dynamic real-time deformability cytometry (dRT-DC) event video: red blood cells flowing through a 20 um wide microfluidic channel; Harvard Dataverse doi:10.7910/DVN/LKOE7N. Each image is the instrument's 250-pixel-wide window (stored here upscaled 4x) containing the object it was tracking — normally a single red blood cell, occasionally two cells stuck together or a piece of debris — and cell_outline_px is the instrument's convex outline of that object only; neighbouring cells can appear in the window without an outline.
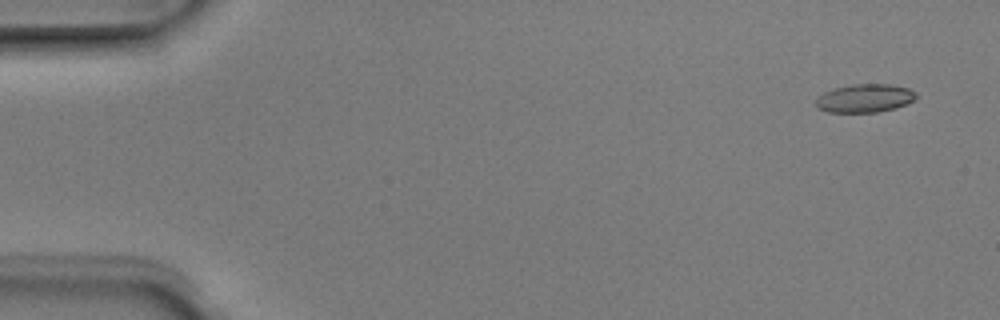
{"species": "Egyptian fruit bat (a non-hibernating species)", "species_latin": "Rousettus aegyptiacus", "temperature_condition": "room temperature", "stored_images_in_passage": 5, "camera_frame_rate_fps": 3000, "um_per_image_px": 0.085, "animal": {"sex": "male"}, "frame": {"image": 1, "passage_image": 1, "time_ms": 0.0, "image_size_px": [1000, 320], "cell_outline_px": [[916, 96], [912, 100], [896, 108], [880, 112], [828, 112], [816, 108], [816, 100], [824, 92], [836, 88], [852, 84], [888, 84], [908, 88], [916, 92]], "centroid_in_image_um": [73.49, 8.35], "position_along_channel_um": 11.5, "area_um2": 16.42}}
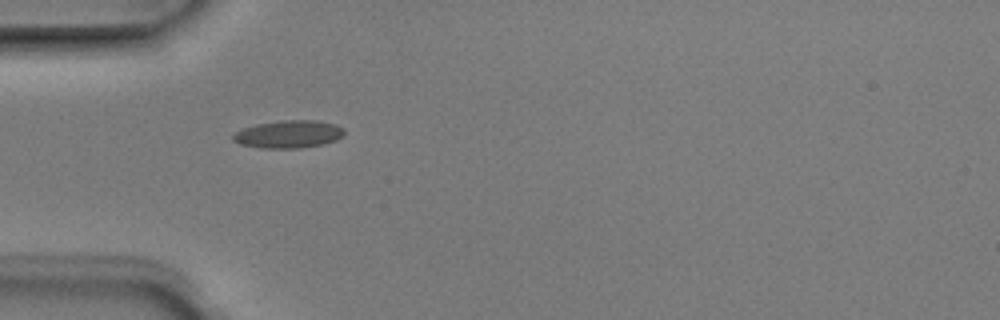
{"frame": {"image": 2, "passage_image": 4, "time_ms": 1.0, "image_size_px": [1000, 320], "cell_outline_px": [[344, 136], [336, 140], [324, 144], [300, 148], [260, 148], [240, 144], [232, 140], [232, 136], [236, 132], [244, 128], [256, 124], [284, 120], [316, 120], [336, 124], [344, 128]], "centroid_in_image_um": [24.56, 11.41], "position_along_channel_um": 60.4, "area_um2": 18.03}}
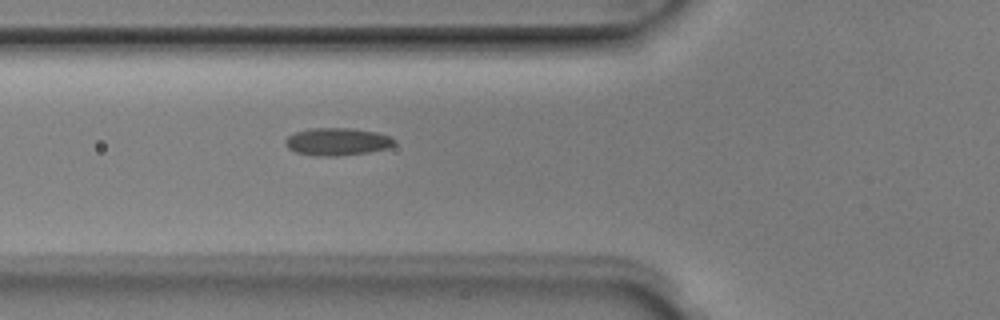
{"frame": {"image": 3, "passage_image": 5, "time_ms": 1.333, "image_size_px": [1000, 320], "cell_outline_px": [[396, 144], [388, 148], [368, 152], [336, 156], [324, 156], [296, 152], [288, 148], [284, 144], [284, 140], [288, 136], [296, 132], [308, 128], [352, 128], [376, 132], [388, 136], [396, 140]], "centroid_in_image_um": [28.66, 12.03], "position_along_channel_um": 97.1, "area_um2": 17.46}}